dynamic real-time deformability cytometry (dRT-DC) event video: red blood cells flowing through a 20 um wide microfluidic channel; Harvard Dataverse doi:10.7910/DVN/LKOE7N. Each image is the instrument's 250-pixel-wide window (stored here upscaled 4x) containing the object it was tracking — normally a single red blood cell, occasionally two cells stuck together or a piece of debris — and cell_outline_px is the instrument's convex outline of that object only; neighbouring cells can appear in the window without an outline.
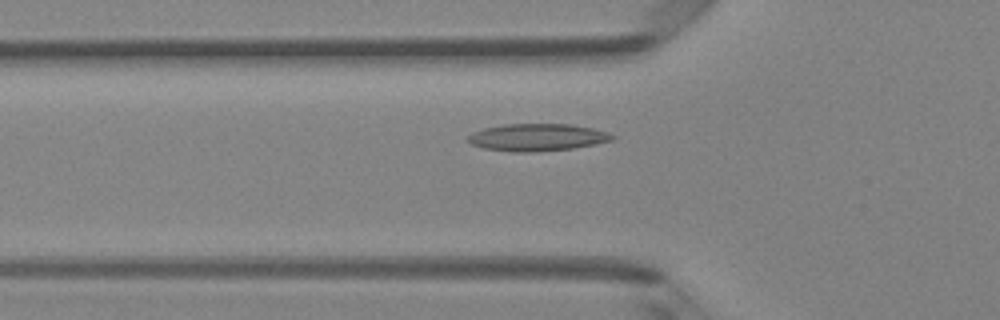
{"species": "Egyptian fruit bat (a non-hibernating species)", "species_latin": "Rousettus aegyptiacus", "temperature_condition": "room temperature", "stored_images_in_passage": 42, "camera_frame_rate_fps": 3000, "um_per_image_px": 0.085, "animal": {"sex": "female"}, "frame": {"image": 1, "passage_image": 15, "time_ms": 4.667, "image_size_px": [1000, 320], "cell_outline_px": [[616, 136], [612, 140], [572, 148], [532, 152], [512, 152], [484, 148], [472, 144], [468, 140], [468, 136], [472, 132], [484, 128], [504, 124], [568, 124], [592, 128]], "centroid_in_image_um": [45.61, 11.67], "position_along_channel_um": 80.2, "area_um2": 22.6}}
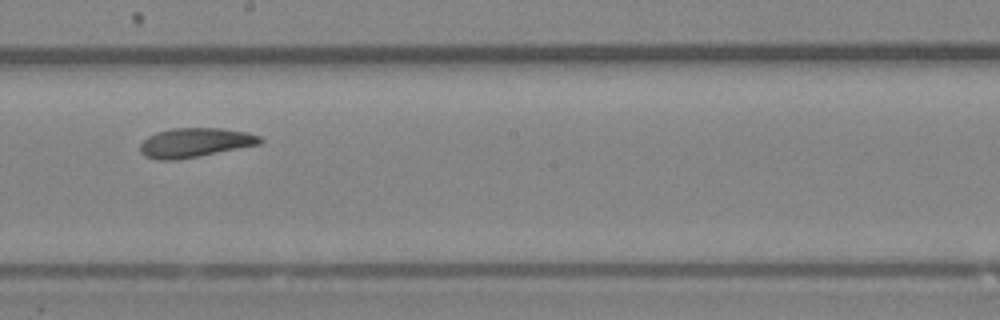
{"frame": {"image": 2, "passage_image": 26, "time_ms": 8.333, "image_size_px": [1000, 320], "cell_outline_px": [[264, 140], [260, 144], [176, 160], [156, 160], [144, 156], [140, 152], [140, 144], [148, 136], [156, 132], [172, 128], [220, 128], [248, 132], [260, 136]], "centroid_in_image_um": [16.55, 12.12], "position_along_channel_um": 231.7, "area_um2": 20.46}}
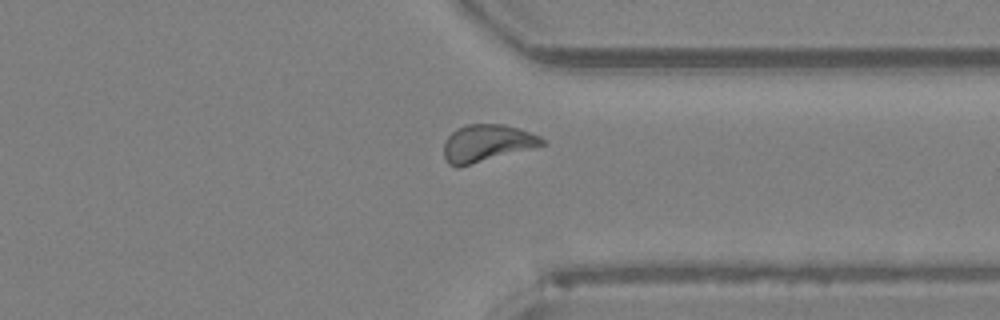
{"frame": {"image": 3, "passage_image": 36, "time_ms": 11.667, "image_size_px": [1000, 320], "cell_outline_px": [[544, 144], [532, 148], [456, 168], [448, 164], [444, 156], [444, 144], [448, 136], [456, 128], [464, 124], [504, 124], [520, 128], [540, 136], [544, 140]], "centroid_in_image_um": [41.35, 12.16], "position_along_channel_um": 370.0, "area_um2": 21.21}}